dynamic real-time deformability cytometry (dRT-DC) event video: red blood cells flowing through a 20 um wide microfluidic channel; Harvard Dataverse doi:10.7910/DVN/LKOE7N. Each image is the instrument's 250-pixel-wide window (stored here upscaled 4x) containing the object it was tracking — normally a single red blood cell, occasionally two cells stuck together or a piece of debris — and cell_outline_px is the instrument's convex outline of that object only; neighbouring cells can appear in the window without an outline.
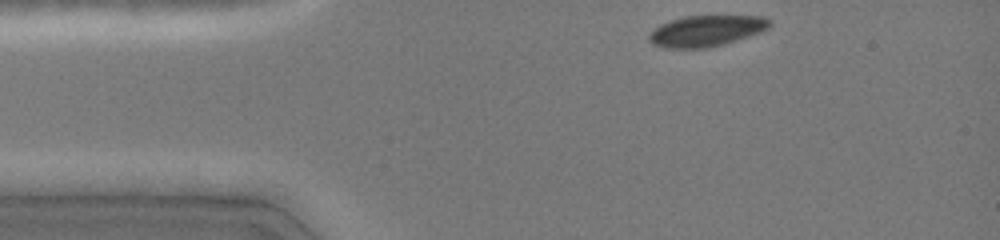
{"species": "common noctule bat (a hibernating species)", "species_latin": "Nyctalus noctula", "temperature_condition": "cold", "stored_images_in_passage": 12, "camera_frame_rate_fps": 3000, "um_per_image_px": 0.085, "animal": {"sex": "female", "body_mass_g": 19.0, "forearm_length_mm": 51.5}, "frame": {"image": 1, "passage_image": 1, "time_ms": 0.0, "image_size_px": [1000, 240], "cell_outline_px": [[772, 24], [768, 28], [760, 32], [724, 44], [704, 48], [664, 48], [652, 44], [648, 40], [648, 36], [660, 24], [684, 16], [764, 16], [772, 20]], "centroid_in_image_um": [60.04, 2.62], "position_along_channel_um": 25.0, "area_um2": 21.73}}
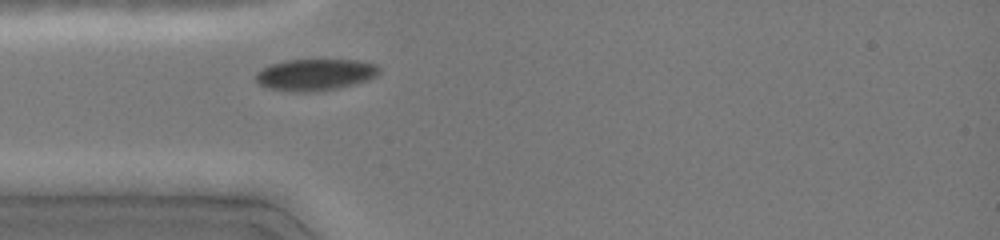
{"frame": {"image": 2, "passage_image": 8, "time_ms": 2.0, "image_size_px": [1000, 240], "cell_outline_px": [[380, 72], [376, 76], [368, 80], [356, 84], [340, 88], [312, 92], [292, 92], [268, 88], [260, 84], [256, 80], [256, 72], [260, 68], [268, 64], [284, 60], [356, 60], [376, 64], [380, 68]], "centroid_in_image_um": [26.78, 6.35], "position_along_channel_um": 58.2, "area_um2": 23.06}}